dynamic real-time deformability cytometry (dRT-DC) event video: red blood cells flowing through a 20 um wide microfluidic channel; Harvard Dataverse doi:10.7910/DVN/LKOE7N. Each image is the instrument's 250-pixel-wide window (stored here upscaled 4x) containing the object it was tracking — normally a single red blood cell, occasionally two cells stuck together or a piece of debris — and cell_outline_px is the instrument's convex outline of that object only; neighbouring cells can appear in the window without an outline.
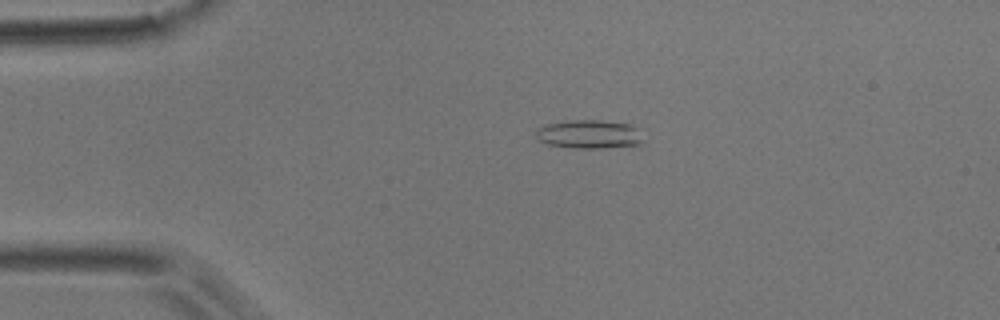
{"species": "common noctule bat (a hibernating species)", "species_latin": "Nyctalus noctula", "temperature_condition": "room temperature", "stored_images_in_passage": 18, "camera_frame_rate_fps": 3000, "um_per_image_px": 0.085, "animal": {"sex": "male", "body_mass_g": 17.9}, "frame": {"image": 1, "passage_image": 3, "time_ms": 0.667, "image_size_px": [1000, 320], "cell_outline_px": [[640, 140], [636, 144], [600, 148], [572, 148], [544, 144], [536, 136], [536, 128], [544, 124], [564, 120], [600, 120], [628, 124], [632, 128]], "centroid_in_image_um": [49.87, 11.4], "position_along_channel_um": 35.1, "area_um2": 17.46}}
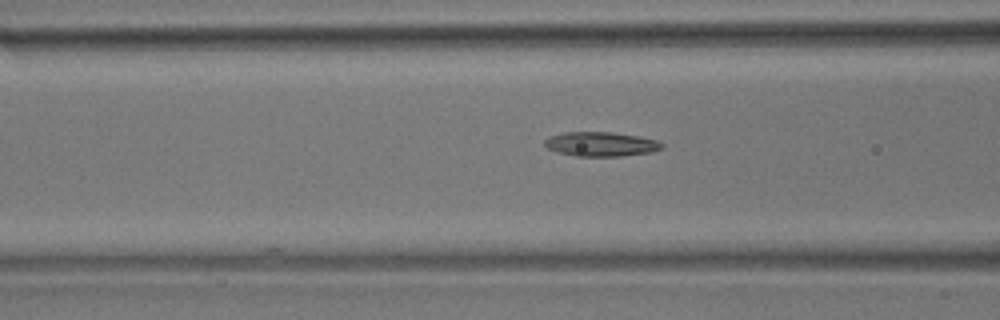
{"frame": {"image": 2, "passage_image": 12, "time_ms": 3.667, "image_size_px": [1000, 320], "cell_outline_px": [[664, 148], [652, 152], [620, 156], [576, 156], [556, 152], [548, 148], [544, 144], [544, 140], [548, 136], [564, 132], [612, 132], [640, 136], [656, 140], [664, 144]], "centroid_in_image_um": [51.08, 12.24], "position_along_channel_um": 115.5, "area_um2": 16.82}}
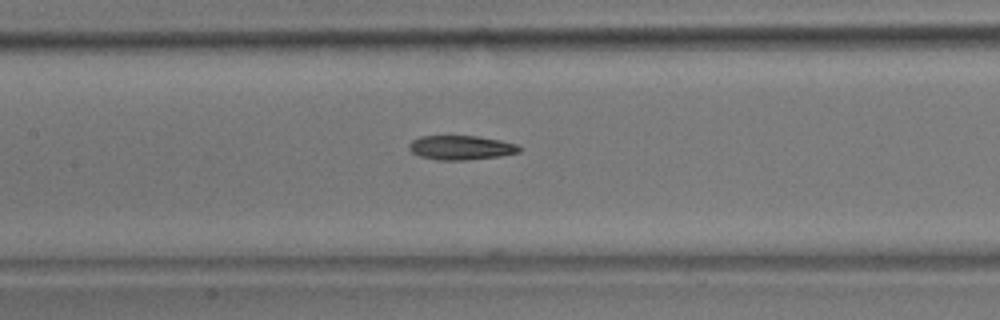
{"frame": {"image": 3, "passage_image": 16, "time_ms": 5.0, "image_size_px": [1000, 320], "cell_outline_px": [[524, 148], [520, 152], [500, 156], [464, 160], [436, 160], [420, 156], [412, 152], [408, 148], [408, 144], [412, 140], [420, 136], [480, 136], [500, 140], [516, 144]], "centroid_in_image_um": [39.19, 12.54], "position_along_channel_um": 168.2, "area_um2": 15.72}}